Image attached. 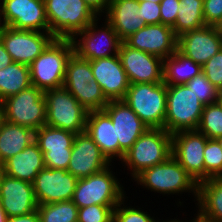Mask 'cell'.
Listing matches in <instances>:
<instances>
[{
    "instance_id": "cell-1",
    "label": "cell",
    "mask_w": 222,
    "mask_h": 222,
    "mask_svg": "<svg viewBox=\"0 0 222 222\" xmlns=\"http://www.w3.org/2000/svg\"><path fill=\"white\" fill-rule=\"evenodd\" d=\"M73 52L71 39L54 38L29 65L31 85L42 91L62 87L66 65Z\"/></svg>"
},
{
    "instance_id": "cell-50",
    "label": "cell",
    "mask_w": 222,
    "mask_h": 222,
    "mask_svg": "<svg viewBox=\"0 0 222 222\" xmlns=\"http://www.w3.org/2000/svg\"><path fill=\"white\" fill-rule=\"evenodd\" d=\"M5 118H4V113H3V109L0 106V127L2 125V123L4 122Z\"/></svg>"
},
{
    "instance_id": "cell-31",
    "label": "cell",
    "mask_w": 222,
    "mask_h": 222,
    "mask_svg": "<svg viewBox=\"0 0 222 222\" xmlns=\"http://www.w3.org/2000/svg\"><path fill=\"white\" fill-rule=\"evenodd\" d=\"M88 111H100L108 104L100 85L91 80L88 85H63Z\"/></svg>"
},
{
    "instance_id": "cell-9",
    "label": "cell",
    "mask_w": 222,
    "mask_h": 222,
    "mask_svg": "<svg viewBox=\"0 0 222 222\" xmlns=\"http://www.w3.org/2000/svg\"><path fill=\"white\" fill-rule=\"evenodd\" d=\"M6 121L36 131L46 123L44 91L31 85L0 102Z\"/></svg>"
},
{
    "instance_id": "cell-38",
    "label": "cell",
    "mask_w": 222,
    "mask_h": 222,
    "mask_svg": "<svg viewBox=\"0 0 222 222\" xmlns=\"http://www.w3.org/2000/svg\"><path fill=\"white\" fill-rule=\"evenodd\" d=\"M116 206L95 204L78 208L77 222H113V213Z\"/></svg>"
},
{
    "instance_id": "cell-25",
    "label": "cell",
    "mask_w": 222,
    "mask_h": 222,
    "mask_svg": "<svg viewBox=\"0 0 222 222\" xmlns=\"http://www.w3.org/2000/svg\"><path fill=\"white\" fill-rule=\"evenodd\" d=\"M45 167L43 153L34 141L23 151L6 160L0 170L11 177L32 183Z\"/></svg>"
},
{
    "instance_id": "cell-42",
    "label": "cell",
    "mask_w": 222,
    "mask_h": 222,
    "mask_svg": "<svg viewBox=\"0 0 222 222\" xmlns=\"http://www.w3.org/2000/svg\"><path fill=\"white\" fill-rule=\"evenodd\" d=\"M179 0H162L160 2L161 23L173 26L178 14Z\"/></svg>"
},
{
    "instance_id": "cell-28",
    "label": "cell",
    "mask_w": 222,
    "mask_h": 222,
    "mask_svg": "<svg viewBox=\"0 0 222 222\" xmlns=\"http://www.w3.org/2000/svg\"><path fill=\"white\" fill-rule=\"evenodd\" d=\"M202 73V66L178 50L164 59L163 82L166 85H183Z\"/></svg>"
},
{
    "instance_id": "cell-21",
    "label": "cell",
    "mask_w": 222,
    "mask_h": 222,
    "mask_svg": "<svg viewBox=\"0 0 222 222\" xmlns=\"http://www.w3.org/2000/svg\"><path fill=\"white\" fill-rule=\"evenodd\" d=\"M94 80L100 85L108 101L123 100L130 82L119 55L91 60Z\"/></svg>"
},
{
    "instance_id": "cell-54",
    "label": "cell",
    "mask_w": 222,
    "mask_h": 222,
    "mask_svg": "<svg viewBox=\"0 0 222 222\" xmlns=\"http://www.w3.org/2000/svg\"><path fill=\"white\" fill-rule=\"evenodd\" d=\"M216 140L219 142L220 147H221V150H222V137H221V138H218V139H216Z\"/></svg>"
},
{
    "instance_id": "cell-39",
    "label": "cell",
    "mask_w": 222,
    "mask_h": 222,
    "mask_svg": "<svg viewBox=\"0 0 222 222\" xmlns=\"http://www.w3.org/2000/svg\"><path fill=\"white\" fill-rule=\"evenodd\" d=\"M202 73L218 90L222 89V48L202 66Z\"/></svg>"
},
{
    "instance_id": "cell-14",
    "label": "cell",
    "mask_w": 222,
    "mask_h": 222,
    "mask_svg": "<svg viewBox=\"0 0 222 222\" xmlns=\"http://www.w3.org/2000/svg\"><path fill=\"white\" fill-rule=\"evenodd\" d=\"M75 133L43 125L35 131V142L47 168L68 169Z\"/></svg>"
},
{
    "instance_id": "cell-45",
    "label": "cell",
    "mask_w": 222,
    "mask_h": 222,
    "mask_svg": "<svg viewBox=\"0 0 222 222\" xmlns=\"http://www.w3.org/2000/svg\"><path fill=\"white\" fill-rule=\"evenodd\" d=\"M12 58L6 51L1 39H0V70L6 68L12 63Z\"/></svg>"
},
{
    "instance_id": "cell-16",
    "label": "cell",
    "mask_w": 222,
    "mask_h": 222,
    "mask_svg": "<svg viewBox=\"0 0 222 222\" xmlns=\"http://www.w3.org/2000/svg\"><path fill=\"white\" fill-rule=\"evenodd\" d=\"M1 7L7 27L49 32L44 0H2Z\"/></svg>"
},
{
    "instance_id": "cell-32",
    "label": "cell",
    "mask_w": 222,
    "mask_h": 222,
    "mask_svg": "<svg viewBox=\"0 0 222 222\" xmlns=\"http://www.w3.org/2000/svg\"><path fill=\"white\" fill-rule=\"evenodd\" d=\"M40 222H77L78 207L72 200L38 205Z\"/></svg>"
},
{
    "instance_id": "cell-10",
    "label": "cell",
    "mask_w": 222,
    "mask_h": 222,
    "mask_svg": "<svg viewBox=\"0 0 222 222\" xmlns=\"http://www.w3.org/2000/svg\"><path fill=\"white\" fill-rule=\"evenodd\" d=\"M98 20H101L100 16L71 39L74 52L89 61L118 55L122 42L106 19L102 27H98Z\"/></svg>"
},
{
    "instance_id": "cell-44",
    "label": "cell",
    "mask_w": 222,
    "mask_h": 222,
    "mask_svg": "<svg viewBox=\"0 0 222 222\" xmlns=\"http://www.w3.org/2000/svg\"><path fill=\"white\" fill-rule=\"evenodd\" d=\"M7 222H40L37 210L20 216L8 217Z\"/></svg>"
},
{
    "instance_id": "cell-7",
    "label": "cell",
    "mask_w": 222,
    "mask_h": 222,
    "mask_svg": "<svg viewBox=\"0 0 222 222\" xmlns=\"http://www.w3.org/2000/svg\"><path fill=\"white\" fill-rule=\"evenodd\" d=\"M204 105L185 84L167 85L164 129L170 134L197 130Z\"/></svg>"
},
{
    "instance_id": "cell-51",
    "label": "cell",
    "mask_w": 222,
    "mask_h": 222,
    "mask_svg": "<svg viewBox=\"0 0 222 222\" xmlns=\"http://www.w3.org/2000/svg\"><path fill=\"white\" fill-rule=\"evenodd\" d=\"M158 222H183V221H182V220H179V219H178V220H177V219H171V220H169V221H168V220H166V221H164V220H163V221L159 220Z\"/></svg>"
},
{
    "instance_id": "cell-18",
    "label": "cell",
    "mask_w": 222,
    "mask_h": 222,
    "mask_svg": "<svg viewBox=\"0 0 222 222\" xmlns=\"http://www.w3.org/2000/svg\"><path fill=\"white\" fill-rule=\"evenodd\" d=\"M111 118L119 142L121 161L134 142L148 129L124 100H112L103 109Z\"/></svg>"
},
{
    "instance_id": "cell-47",
    "label": "cell",
    "mask_w": 222,
    "mask_h": 222,
    "mask_svg": "<svg viewBox=\"0 0 222 222\" xmlns=\"http://www.w3.org/2000/svg\"><path fill=\"white\" fill-rule=\"evenodd\" d=\"M6 28H7V25L5 23L3 12H2V7L0 5V37Z\"/></svg>"
},
{
    "instance_id": "cell-17",
    "label": "cell",
    "mask_w": 222,
    "mask_h": 222,
    "mask_svg": "<svg viewBox=\"0 0 222 222\" xmlns=\"http://www.w3.org/2000/svg\"><path fill=\"white\" fill-rule=\"evenodd\" d=\"M123 42L164 60L177 51L178 37L171 26L160 23L146 25Z\"/></svg>"
},
{
    "instance_id": "cell-11",
    "label": "cell",
    "mask_w": 222,
    "mask_h": 222,
    "mask_svg": "<svg viewBox=\"0 0 222 222\" xmlns=\"http://www.w3.org/2000/svg\"><path fill=\"white\" fill-rule=\"evenodd\" d=\"M208 138L197 130L172 134L171 155L197 184L205 180L204 150Z\"/></svg>"
},
{
    "instance_id": "cell-23",
    "label": "cell",
    "mask_w": 222,
    "mask_h": 222,
    "mask_svg": "<svg viewBox=\"0 0 222 222\" xmlns=\"http://www.w3.org/2000/svg\"><path fill=\"white\" fill-rule=\"evenodd\" d=\"M138 0H111L104 15L123 42L147 24L140 18Z\"/></svg>"
},
{
    "instance_id": "cell-19",
    "label": "cell",
    "mask_w": 222,
    "mask_h": 222,
    "mask_svg": "<svg viewBox=\"0 0 222 222\" xmlns=\"http://www.w3.org/2000/svg\"><path fill=\"white\" fill-rule=\"evenodd\" d=\"M111 164L86 131L75 135L68 172L81 179L98 173Z\"/></svg>"
},
{
    "instance_id": "cell-34",
    "label": "cell",
    "mask_w": 222,
    "mask_h": 222,
    "mask_svg": "<svg viewBox=\"0 0 222 222\" xmlns=\"http://www.w3.org/2000/svg\"><path fill=\"white\" fill-rule=\"evenodd\" d=\"M94 80L90 61L72 53L66 65L64 85H88Z\"/></svg>"
},
{
    "instance_id": "cell-48",
    "label": "cell",
    "mask_w": 222,
    "mask_h": 222,
    "mask_svg": "<svg viewBox=\"0 0 222 222\" xmlns=\"http://www.w3.org/2000/svg\"><path fill=\"white\" fill-rule=\"evenodd\" d=\"M8 216L5 212V210L3 209V207L1 206V202H0V222H7Z\"/></svg>"
},
{
    "instance_id": "cell-30",
    "label": "cell",
    "mask_w": 222,
    "mask_h": 222,
    "mask_svg": "<svg viewBox=\"0 0 222 222\" xmlns=\"http://www.w3.org/2000/svg\"><path fill=\"white\" fill-rule=\"evenodd\" d=\"M204 26L203 0H179L176 22L172 26L176 36Z\"/></svg>"
},
{
    "instance_id": "cell-40",
    "label": "cell",
    "mask_w": 222,
    "mask_h": 222,
    "mask_svg": "<svg viewBox=\"0 0 222 222\" xmlns=\"http://www.w3.org/2000/svg\"><path fill=\"white\" fill-rule=\"evenodd\" d=\"M139 12L147 25L161 23L160 3L139 1Z\"/></svg>"
},
{
    "instance_id": "cell-8",
    "label": "cell",
    "mask_w": 222,
    "mask_h": 222,
    "mask_svg": "<svg viewBox=\"0 0 222 222\" xmlns=\"http://www.w3.org/2000/svg\"><path fill=\"white\" fill-rule=\"evenodd\" d=\"M46 99V123L78 134L85 131L88 111L64 87L44 91Z\"/></svg>"
},
{
    "instance_id": "cell-5",
    "label": "cell",
    "mask_w": 222,
    "mask_h": 222,
    "mask_svg": "<svg viewBox=\"0 0 222 222\" xmlns=\"http://www.w3.org/2000/svg\"><path fill=\"white\" fill-rule=\"evenodd\" d=\"M123 100L148 128L164 129L167 103L164 82L130 84Z\"/></svg>"
},
{
    "instance_id": "cell-22",
    "label": "cell",
    "mask_w": 222,
    "mask_h": 222,
    "mask_svg": "<svg viewBox=\"0 0 222 222\" xmlns=\"http://www.w3.org/2000/svg\"><path fill=\"white\" fill-rule=\"evenodd\" d=\"M222 48V39L214 26L206 25L178 37L177 50L203 66Z\"/></svg>"
},
{
    "instance_id": "cell-20",
    "label": "cell",
    "mask_w": 222,
    "mask_h": 222,
    "mask_svg": "<svg viewBox=\"0 0 222 222\" xmlns=\"http://www.w3.org/2000/svg\"><path fill=\"white\" fill-rule=\"evenodd\" d=\"M0 202L8 217L29 214L38 208L32 183L0 170Z\"/></svg>"
},
{
    "instance_id": "cell-41",
    "label": "cell",
    "mask_w": 222,
    "mask_h": 222,
    "mask_svg": "<svg viewBox=\"0 0 222 222\" xmlns=\"http://www.w3.org/2000/svg\"><path fill=\"white\" fill-rule=\"evenodd\" d=\"M206 25L215 26L222 19V0H203Z\"/></svg>"
},
{
    "instance_id": "cell-53",
    "label": "cell",
    "mask_w": 222,
    "mask_h": 222,
    "mask_svg": "<svg viewBox=\"0 0 222 222\" xmlns=\"http://www.w3.org/2000/svg\"><path fill=\"white\" fill-rule=\"evenodd\" d=\"M138 1H151L155 3H160L162 0H138Z\"/></svg>"
},
{
    "instance_id": "cell-36",
    "label": "cell",
    "mask_w": 222,
    "mask_h": 222,
    "mask_svg": "<svg viewBox=\"0 0 222 222\" xmlns=\"http://www.w3.org/2000/svg\"><path fill=\"white\" fill-rule=\"evenodd\" d=\"M185 85L193 91L204 106L218 101L219 90L210 83L203 73L195 76Z\"/></svg>"
},
{
    "instance_id": "cell-6",
    "label": "cell",
    "mask_w": 222,
    "mask_h": 222,
    "mask_svg": "<svg viewBox=\"0 0 222 222\" xmlns=\"http://www.w3.org/2000/svg\"><path fill=\"white\" fill-rule=\"evenodd\" d=\"M110 166L112 164L98 173L77 180L72 201L78 208L95 204L118 205L126 197L123 185Z\"/></svg>"
},
{
    "instance_id": "cell-37",
    "label": "cell",
    "mask_w": 222,
    "mask_h": 222,
    "mask_svg": "<svg viewBox=\"0 0 222 222\" xmlns=\"http://www.w3.org/2000/svg\"><path fill=\"white\" fill-rule=\"evenodd\" d=\"M126 197L114 208L113 222H158L141 208L124 205ZM123 205V206H122Z\"/></svg>"
},
{
    "instance_id": "cell-43",
    "label": "cell",
    "mask_w": 222,
    "mask_h": 222,
    "mask_svg": "<svg viewBox=\"0 0 222 222\" xmlns=\"http://www.w3.org/2000/svg\"><path fill=\"white\" fill-rule=\"evenodd\" d=\"M98 16H103L111 3V0H84Z\"/></svg>"
},
{
    "instance_id": "cell-27",
    "label": "cell",
    "mask_w": 222,
    "mask_h": 222,
    "mask_svg": "<svg viewBox=\"0 0 222 222\" xmlns=\"http://www.w3.org/2000/svg\"><path fill=\"white\" fill-rule=\"evenodd\" d=\"M198 210L204 217L222 222V177L210 178L198 184Z\"/></svg>"
},
{
    "instance_id": "cell-12",
    "label": "cell",
    "mask_w": 222,
    "mask_h": 222,
    "mask_svg": "<svg viewBox=\"0 0 222 222\" xmlns=\"http://www.w3.org/2000/svg\"><path fill=\"white\" fill-rule=\"evenodd\" d=\"M13 62L30 65L54 39L50 32L7 27L0 37Z\"/></svg>"
},
{
    "instance_id": "cell-49",
    "label": "cell",
    "mask_w": 222,
    "mask_h": 222,
    "mask_svg": "<svg viewBox=\"0 0 222 222\" xmlns=\"http://www.w3.org/2000/svg\"><path fill=\"white\" fill-rule=\"evenodd\" d=\"M214 27H215V29L217 30L219 36L222 39V19L217 24H215Z\"/></svg>"
},
{
    "instance_id": "cell-26",
    "label": "cell",
    "mask_w": 222,
    "mask_h": 222,
    "mask_svg": "<svg viewBox=\"0 0 222 222\" xmlns=\"http://www.w3.org/2000/svg\"><path fill=\"white\" fill-rule=\"evenodd\" d=\"M34 141V130L4 120L0 127V167L6 160L23 151Z\"/></svg>"
},
{
    "instance_id": "cell-2",
    "label": "cell",
    "mask_w": 222,
    "mask_h": 222,
    "mask_svg": "<svg viewBox=\"0 0 222 222\" xmlns=\"http://www.w3.org/2000/svg\"><path fill=\"white\" fill-rule=\"evenodd\" d=\"M44 4L54 38L72 39L99 17L84 0H44Z\"/></svg>"
},
{
    "instance_id": "cell-13",
    "label": "cell",
    "mask_w": 222,
    "mask_h": 222,
    "mask_svg": "<svg viewBox=\"0 0 222 222\" xmlns=\"http://www.w3.org/2000/svg\"><path fill=\"white\" fill-rule=\"evenodd\" d=\"M118 55L130 84L163 82L164 60L121 42Z\"/></svg>"
},
{
    "instance_id": "cell-52",
    "label": "cell",
    "mask_w": 222,
    "mask_h": 222,
    "mask_svg": "<svg viewBox=\"0 0 222 222\" xmlns=\"http://www.w3.org/2000/svg\"><path fill=\"white\" fill-rule=\"evenodd\" d=\"M218 101L222 105V89L219 90Z\"/></svg>"
},
{
    "instance_id": "cell-4",
    "label": "cell",
    "mask_w": 222,
    "mask_h": 222,
    "mask_svg": "<svg viewBox=\"0 0 222 222\" xmlns=\"http://www.w3.org/2000/svg\"><path fill=\"white\" fill-rule=\"evenodd\" d=\"M138 185L160 194L192 193L195 201L198 199V184L171 155L165 162L147 168L137 175Z\"/></svg>"
},
{
    "instance_id": "cell-33",
    "label": "cell",
    "mask_w": 222,
    "mask_h": 222,
    "mask_svg": "<svg viewBox=\"0 0 222 222\" xmlns=\"http://www.w3.org/2000/svg\"><path fill=\"white\" fill-rule=\"evenodd\" d=\"M197 131L204 134L208 139L222 137V105L219 101L203 107Z\"/></svg>"
},
{
    "instance_id": "cell-24",
    "label": "cell",
    "mask_w": 222,
    "mask_h": 222,
    "mask_svg": "<svg viewBox=\"0 0 222 222\" xmlns=\"http://www.w3.org/2000/svg\"><path fill=\"white\" fill-rule=\"evenodd\" d=\"M85 131L110 162L113 163L117 158L119 160V142L116 141V131L111 118L104 110L88 113Z\"/></svg>"
},
{
    "instance_id": "cell-15",
    "label": "cell",
    "mask_w": 222,
    "mask_h": 222,
    "mask_svg": "<svg viewBox=\"0 0 222 222\" xmlns=\"http://www.w3.org/2000/svg\"><path fill=\"white\" fill-rule=\"evenodd\" d=\"M77 180L67 170L43 168L32 182L38 205L72 200Z\"/></svg>"
},
{
    "instance_id": "cell-46",
    "label": "cell",
    "mask_w": 222,
    "mask_h": 222,
    "mask_svg": "<svg viewBox=\"0 0 222 222\" xmlns=\"http://www.w3.org/2000/svg\"><path fill=\"white\" fill-rule=\"evenodd\" d=\"M195 215H196V217H195ZM195 215H194V218L192 220H190V222H217V221H214V220L204 217L199 211ZM185 222H187V221H185Z\"/></svg>"
},
{
    "instance_id": "cell-3",
    "label": "cell",
    "mask_w": 222,
    "mask_h": 222,
    "mask_svg": "<svg viewBox=\"0 0 222 222\" xmlns=\"http://www.w3.org/2000/svg\"><path fill=\"white\" fill-rule=\"evenodd\" d=\"M172 134L162 128H148L125 152L121 163L134 179L142 171L165 162L171 156Z\"/></svg>"
},
{
    "instance_id": "cell-35",
    "label": "cell",
    "mask_w": 222,
    "mask_h": 222,
    "mask_svg": "<svg viewBox=\"0 0 222 222\" xmlns=\"http://www.w3.org/2000/svg\"><path fill=\"white\" fill-rule=\"evenodd\" d=\"M205 180L222 177V150L216 139H208L204 150Z\"/></svg>"
},
{
    "instance_id": "cell-29",
    "label": "cell",
    "mask_w": 222,
    "mask_h": 222,
    "mask_svg": "<svg viewBox=\"0 0 222 222\" xmlns=\"http://www.w3.org/2000/svg\"><path fill=\"white\" fill-rule=\"evenodd\" d=\"M30 86V68L28 65L12 62L0 70V102Z\"/></svg>"
}]
</instances>
